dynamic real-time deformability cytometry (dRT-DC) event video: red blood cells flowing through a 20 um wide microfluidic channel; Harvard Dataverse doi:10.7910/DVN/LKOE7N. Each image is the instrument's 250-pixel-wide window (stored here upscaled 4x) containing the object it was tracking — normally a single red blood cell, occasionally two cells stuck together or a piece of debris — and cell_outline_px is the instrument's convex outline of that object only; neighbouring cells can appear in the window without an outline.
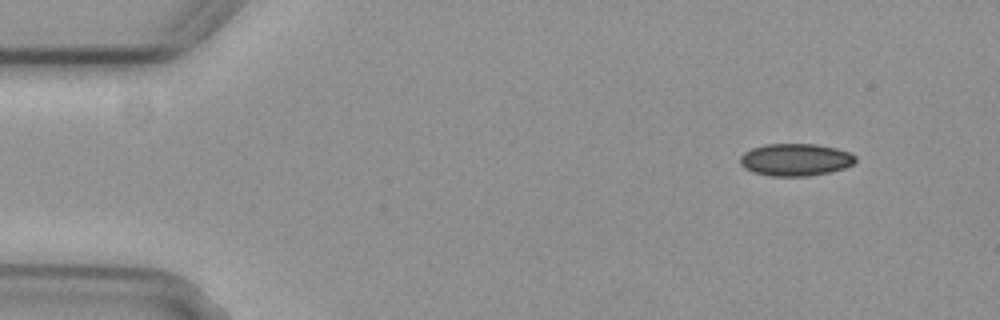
{"species": "common noctule bat (a hibernating species)", "species_latin": "Nyctalus noctula", "temperature_condition": "cold", "stored_images_in_passage": 4, "camera_frame_rate_fps": 3000, "um_per_image_px": 0.085, "animal": {"sex": "female", "body_mass_g": 29.2, "forearm_length_mm": 56.3}, "frame": {"image": 1, "passage_image": 1, "time_ms": 0.0, "image_size_px": [1000, 320], "cell_outline_px": [[856, 160], [852, 164], [844, 168], [828, 172], [808, 176], [772, 176], [752, 172], [744, 168], [740, 164], [740, 156], [744, 152], [752, 148], [764, 144], [816, 144], [836, 148], [848, 152], [856, 156]], "centroid_in_image_um": [67.58, 13.57], "position_along_channel_um": 17.4, "area_um2": 21.73}}
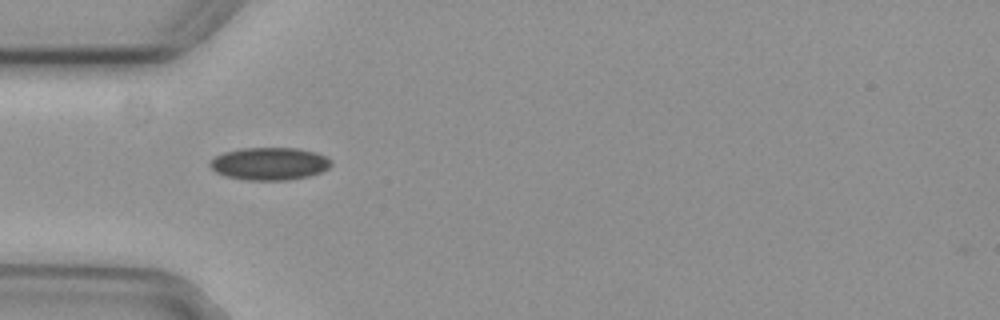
{"frame": {"image": 2, "passage_image": 4, "time_ms": 1.0, "image_size_px": [1000, 320], "cell_outline_px": [[332, 164], [328, 168], [320, 172], [308, 176], [288, 180], [248, 180], [224, 176], [216, 172], [208, 164], [216, 156], [224, 152], [240, 148], [296, 148], [316, 152], [332, 160]], "centroid_in_image_um": [22.91, 13.91], "position_along_channel_um": 62.1, "area_um2": 23.0}}